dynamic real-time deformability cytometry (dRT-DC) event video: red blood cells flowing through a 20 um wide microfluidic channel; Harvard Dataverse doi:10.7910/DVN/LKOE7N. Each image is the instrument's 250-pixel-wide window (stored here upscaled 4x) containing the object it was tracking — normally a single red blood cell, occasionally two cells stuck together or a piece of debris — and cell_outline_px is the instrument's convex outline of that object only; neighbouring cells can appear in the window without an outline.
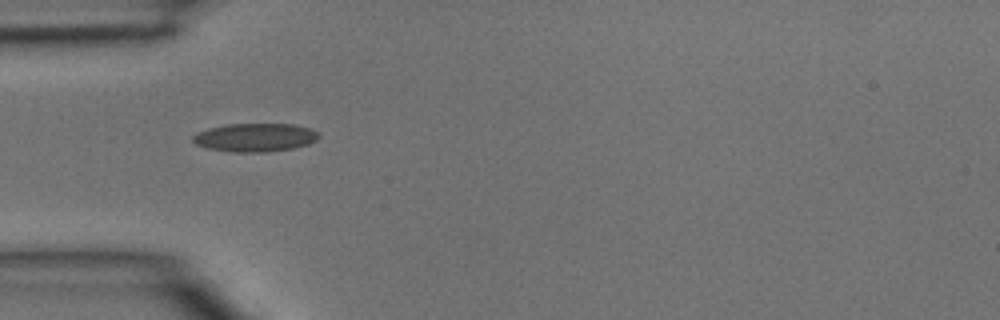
{"species": "common noctule bat (a hibernating species)", "species_latin": "Nyctalus noctula", "temperature_condition": "room temperature", "stored_images_in_passage": 4, "camera_frame_rate_fps": 3000, "um_per_image_px": 0.085, "animal": {"sex": "male", "body_mass_g": 15.6}, "frame": {"image": 1, "passage_image": 4, "time_ms": 1.0, "image_size_px": [1000, 320], "cell_outline_px": [[320, 136], [316, 140], [308, 144], [292, 148], [264, 152], [236, 152], [208, 148], [196, 144], [192, 140], [192, 136], [196, 132], [208, 128], [228, 124], [292, 124], [312, 128]], "centroid_in_image_um": [21.67, 11.67], "position_along_channel_um": 63.3, "area_um2": 20.75}}